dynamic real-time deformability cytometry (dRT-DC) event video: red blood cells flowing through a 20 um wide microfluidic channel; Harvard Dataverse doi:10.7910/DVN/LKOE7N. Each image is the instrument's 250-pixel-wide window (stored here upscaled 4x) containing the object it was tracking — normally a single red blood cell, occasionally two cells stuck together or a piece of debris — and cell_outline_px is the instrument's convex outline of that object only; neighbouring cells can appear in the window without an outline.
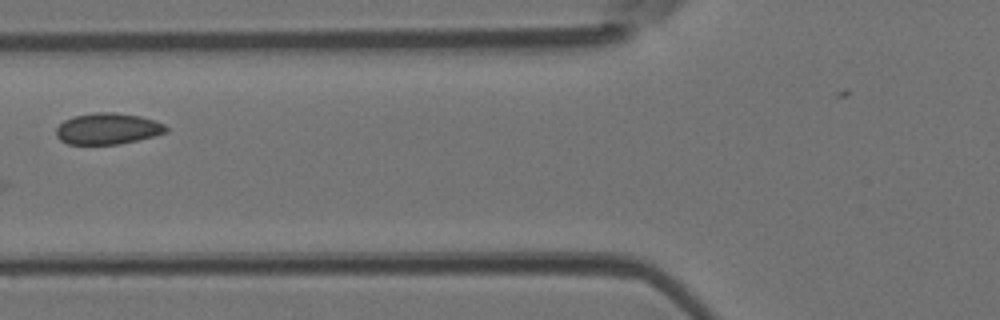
{"species": "Egyptian fruit bat (a non-hibernating species)", "species_latin": "Rousettus aegyptiacus", "temperature_condition": "room temperature", "stored_images_in_passage": 4, "camera_frame_rate_fps": 3000, "um_per_image_px": 0.085, "animal": {"sex": "female"}, "frame": {"image": 1, "passage_image": 4, "time_ms": 1.0, "image_size_px": [1000, 320], "cell_outline_px": [[168, 132], [156, 136], [120, 144], [68, 144], [60, 140], [56, 136], [56, 128], [64, 120], [72, 116], [96, 112], [112, 112], [140, 116], [164, 124], [168, 128]], "centroid_in_image_um": [9.15, 10.94], "position_along_channel_um": 116.6, "area_um2": 20.11}}